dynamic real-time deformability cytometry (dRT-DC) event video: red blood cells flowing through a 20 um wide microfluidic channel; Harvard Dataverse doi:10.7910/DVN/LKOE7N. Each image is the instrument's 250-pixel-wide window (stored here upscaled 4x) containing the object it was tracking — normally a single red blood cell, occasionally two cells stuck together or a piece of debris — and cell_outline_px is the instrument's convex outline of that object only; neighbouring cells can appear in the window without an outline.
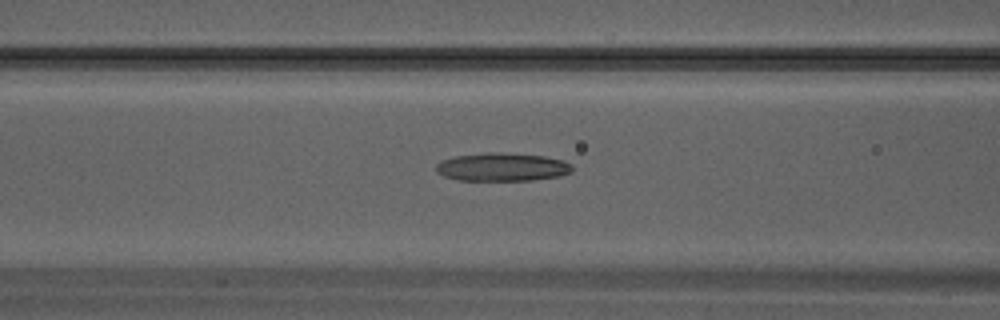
{"species": "Egyptian fruit bat (a non-hibernating species)", "species_latin": "Rousettus aegyptiacus", "temperature_condition": "warm", "stored_images_in_passage": 31, "camera_frame_rate_fps": 3000, "um_per_image_px": 0.085, "animal": {"sex": "male"}, "frame": {"image": 1, "passage_image": 11, "time_ms": 3.333, "image_size_px": [1000, 320], "cell_outline_px": [[572, 172], [560, 176], [532, 180], [460, 180], [444, 176], [436, 172], [436, 164], [440, 160], [456, 156], [488, 152], [492, 152], [544, 156], [564, 160], [572, 164]], "centroid_in_image_um": [42.69, 14.2], "position_along_channel_um": 123.9, "area_um2": 22.37}}
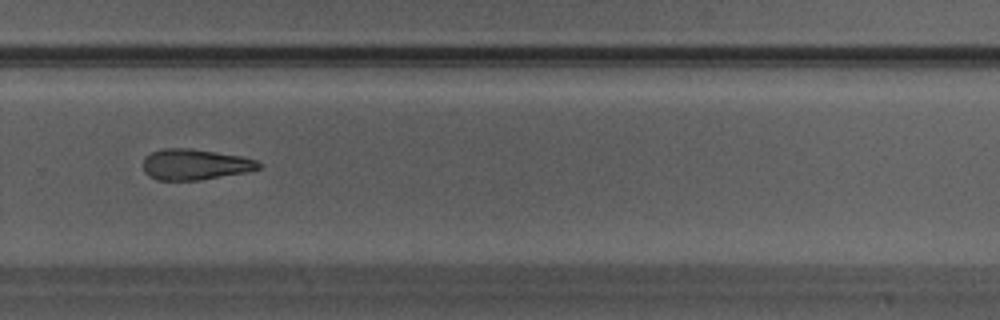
{"frame": {"image": 2, "passage_image": 20, "time_ms": 6.333, "image_size_px": [1000, 320], "cell_outline_px": [[264, 164], [260, 168], [248, 172], [200, 180], [160, 180], [144, 172], [144, 156], [152, 152], [164, 148], [192, 148], [240, 156], [256, 160]], "centroid_in_image_um": [16.61, 13.97], "position_along_channel_um": 313.2, "area_um2": 20.75}}
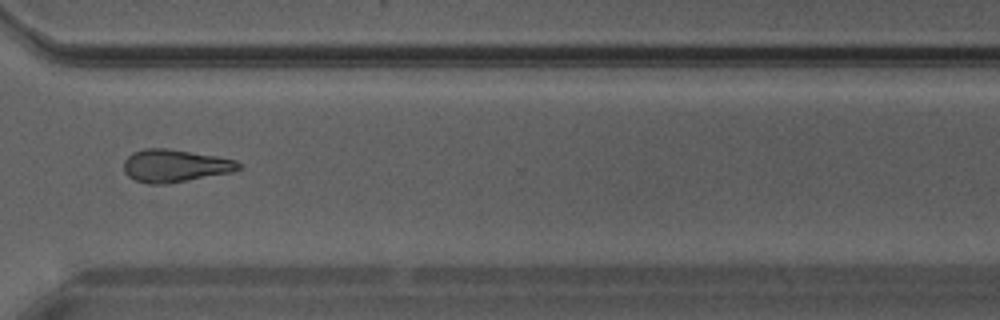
{"frame": {"image": 3, "passage_image": 22, "time_ms": 7.0, "image_size_px": [1000, 320], "cell_outline_px": [[244, 168], [232, 172], [160, 184], [148, 184], [136, 180], [128, 176], [124, 172], [124, 160], [132, 152], [144, 148], [168, 148], [216, 156], [236, 160], [244, 164]], "centroid_in_image_um": [14.89, 14.07], "position_along_channel_um": 355.7, "area_um2": 21.79}}